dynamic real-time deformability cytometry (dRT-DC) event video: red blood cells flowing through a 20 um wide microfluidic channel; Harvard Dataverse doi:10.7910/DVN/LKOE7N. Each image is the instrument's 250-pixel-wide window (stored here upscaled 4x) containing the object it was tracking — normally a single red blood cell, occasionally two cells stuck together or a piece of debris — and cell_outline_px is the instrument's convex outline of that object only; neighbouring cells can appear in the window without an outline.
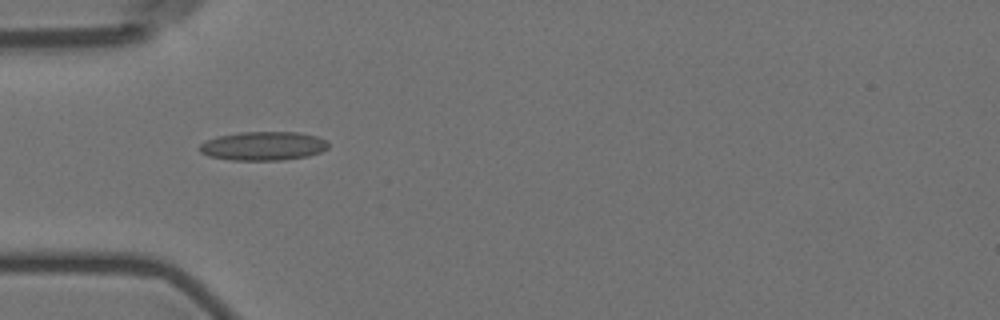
{"species": "Egyptian fruit bat (a non-hibernating species)", "species_latin": "Rousettus aegyptiacus", "temperature_condition": "room temperature", "stored_images_in_passage": 7, "camera_frame_rate_fps": 3000, "um_per_image_px": 0.085, "animal": {"sex": "female"}, "frame": {"image": 1, "passage_image": 6, "time_ms": 5.667, "image_size_px": [1000, 320], "cell_outline_px": [[328, 148], [320, 152], [308, 156], [284, 160], [232, 160], [208, 156], [200, 152], [200, 144], [208, 140], [220, 136], [240, 132], [296, 132], [316, 136], [324, 140], [328, 144]], "centroid_in_image_um": [22.38, 12.41], "position_along_channel_um": 62.6, "area_um2": 21.44}}
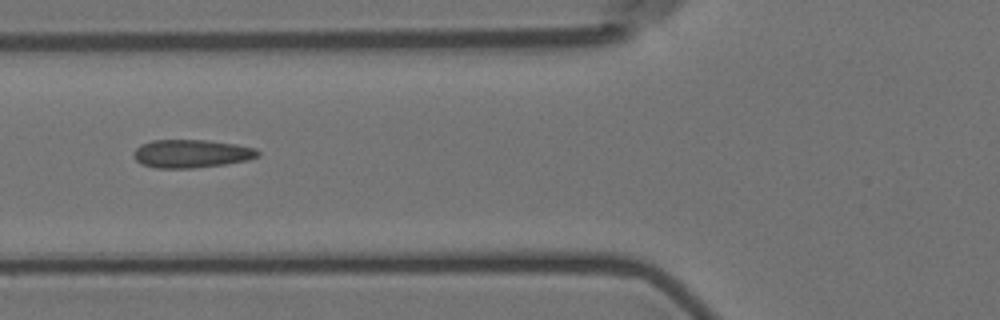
{"frame": {"image": 2, "passage_image": 7, "time_ms": 7.0, "image_size_px": [1000, 320], "cell_outline_px": [[260, 156], [248, 160], [224, 164], [192, 168], [156, 168], [140, 164], [132, 156], [132, 152], [140, 144], [152, 140], [204, 140], [236, 144], [256, 148], [260, 152]], "centroid_in_image_um": [16.24, 13.06], "position_along_channel_um": 109.6, "area_um2": 20.58}}